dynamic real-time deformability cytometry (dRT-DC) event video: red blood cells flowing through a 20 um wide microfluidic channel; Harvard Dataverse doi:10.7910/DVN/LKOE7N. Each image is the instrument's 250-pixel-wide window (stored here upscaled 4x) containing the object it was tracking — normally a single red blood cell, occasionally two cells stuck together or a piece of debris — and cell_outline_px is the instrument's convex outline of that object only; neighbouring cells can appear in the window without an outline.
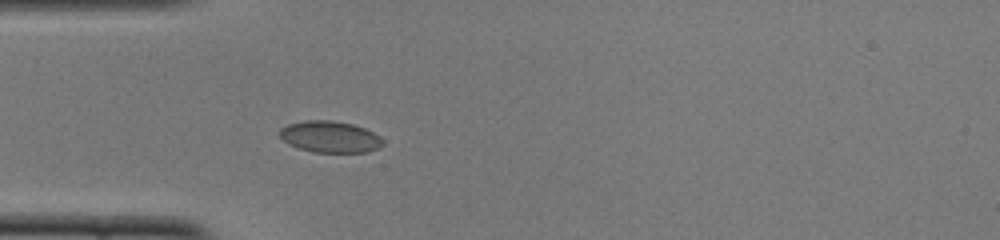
{"species": "common noctule bat (a hibernating species)", "species_latin": "Nyctalus noctula", "temperature_condition": "cold", "stored_images_in_passage": 29, "camera_frame_rate_fps": 3000, "um_per_image_px": 0.085, "animal": {"sex": "female", "body_mass_g": 22.0, "forearm_length_mm": 56.7}, "frame": {"image": 1, "passage_image": 1, "time_ms": 0.0, "image_size_px": [1000, 240], "cell_outline_px": [[384, 144], [380, 148], [368, 152], [312, 152], [288, 144], [280, 136], [280, 128], [288, 124], [304, 120], [332, 120], [352, 124], [364, 128], [380, 136], [384, 140]], "centroid_in_image_um": [28.07, 11.63], "position_along_channel_um": 56.9, "area_um2": 19.02}}
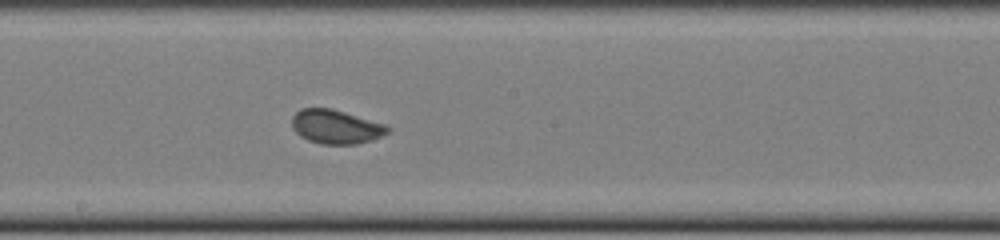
{"frame": {"image": 2, "passage_image": 14, "time_ms": 4.333, "image_size_px": [1000, 240], "cell_outline_px": [[392, 128], [388, 132], [372, 140], [356, 144], [320, 144], [308, 140], [300, 136], [292, 128], [292, 116], [300, 108], [332, 108], [384, 124]], "centroid_in_image_um": [28.52, 10.77], "position_along_channel_um": 219.7, "area_um2": 18.96}}
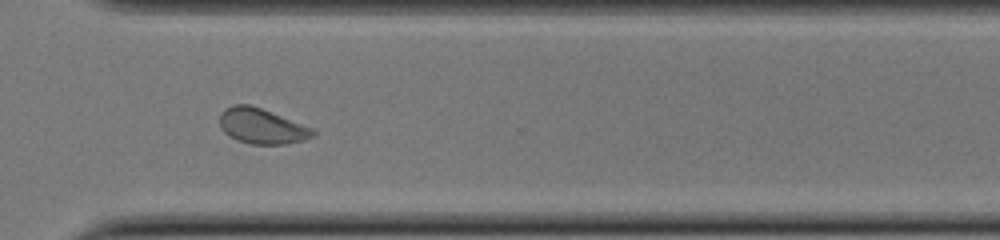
{"frame": {"image": 3, "passage_image": 24, "time_ms": 7.667, "image_size_px": [1000, 240], "cell_outline_px": [[316, 132], [312, 136], [304, 140], [288, 144], [252, 144], [236, 140], [228, 136], [220, 128], [220, 112], [224, 108], [232, 104], [248, 104], [260, 108], [316, 128]], "centroid_in_image_um": [22.25, 10.72], "position_along_channel_um": 348.3, "area_um2": 19.48}, "authors_computed_cell_mechanics": {"area_um2": 18.9006, "velocity_mm_per_s": 3.8447, "shape_relaxation_time_tau1_ms": 6.4741, "shape_relaxation_time_tau2_ms": 0.546, "deformation_change_tau1": 0.0767, "deformation_change_tau2": 0.0374}}